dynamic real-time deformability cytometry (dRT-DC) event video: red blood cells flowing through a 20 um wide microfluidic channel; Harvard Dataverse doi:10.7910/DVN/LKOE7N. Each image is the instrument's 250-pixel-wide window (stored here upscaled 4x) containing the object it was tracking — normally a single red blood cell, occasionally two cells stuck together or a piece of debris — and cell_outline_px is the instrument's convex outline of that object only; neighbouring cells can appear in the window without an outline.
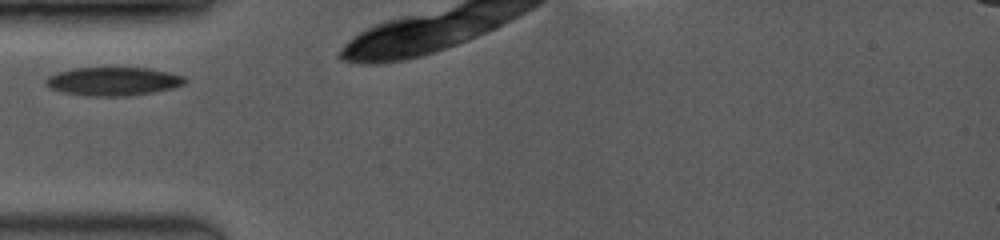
{"species": "common noctule bat (a hibernating species)", "species_latin": "Nyctalus noctula", "temperature_condition": "room temperature", "stored_images_in_passage": 5, "camera_frame_rate_fps": 3500, "um_per_image_px": 0.085, "animal": {"sex": "female", "body_mass_g": 19.0, "forearm_length_mm": 53.3}, "frame": {"image": 1, "passage_image": 1, "time_ms": 0.0, "image_size_px": [1000, 240], "cell_outline_px": [[188, 80], [184, 84], [172, 88], [152, 92], [128, 96], [88, 96], [64, 92], [52, 88], [44, 80], [48, 76], [56, 72], [72, 68], [148, 68], [168, 72], [184, 76]], "centroid_in_image_um": [9.64, 6.91], "position_along_channel_um": 75.4, "area_um2": 22.95}}